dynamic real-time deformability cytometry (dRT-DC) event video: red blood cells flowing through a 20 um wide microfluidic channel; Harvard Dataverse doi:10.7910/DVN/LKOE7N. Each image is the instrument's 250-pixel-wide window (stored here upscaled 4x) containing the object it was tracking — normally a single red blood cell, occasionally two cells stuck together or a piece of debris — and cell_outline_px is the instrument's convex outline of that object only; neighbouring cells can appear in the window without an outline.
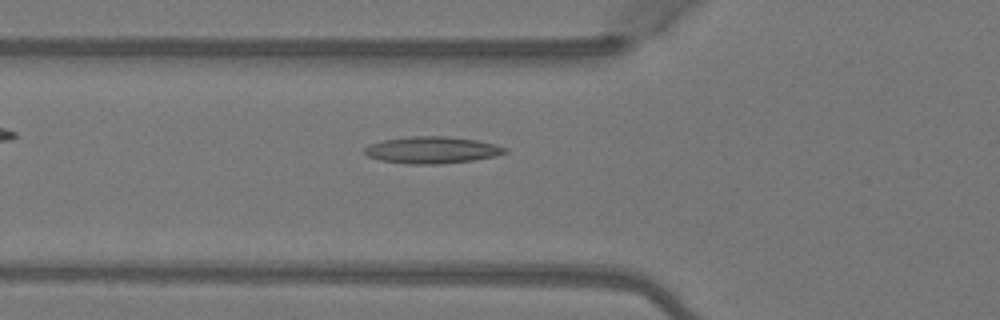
{"species": "Egyptian fruit bat (a non-hibernating species)", "species_latin": "Rousettus aegyptiacus", "temperature_condition": "warm", "stored_images_in_passage": 3, "camera_frame_rate_fps": 3000, "um_per_image_px": 0.085, "animal": {"sex": "female"}, "frame": {"image": 1, "passage_image": 3, "time_ms": 0.667, "image_size_px": [1000, 320], "cell_outline_px": [[508, 152], [496, 156], [472, 160], [440, 164], [412, 164], [380, 160], [368, 156], [364, 152], [364, 148], [372, 144], [384, 140], [412, 136], [448, 136], [476, 140], [508, 148]], "centroid_in_image_um": [36.75, 12.75], "position_along_channel_um": 89.1, "area_um2": 21.73}}